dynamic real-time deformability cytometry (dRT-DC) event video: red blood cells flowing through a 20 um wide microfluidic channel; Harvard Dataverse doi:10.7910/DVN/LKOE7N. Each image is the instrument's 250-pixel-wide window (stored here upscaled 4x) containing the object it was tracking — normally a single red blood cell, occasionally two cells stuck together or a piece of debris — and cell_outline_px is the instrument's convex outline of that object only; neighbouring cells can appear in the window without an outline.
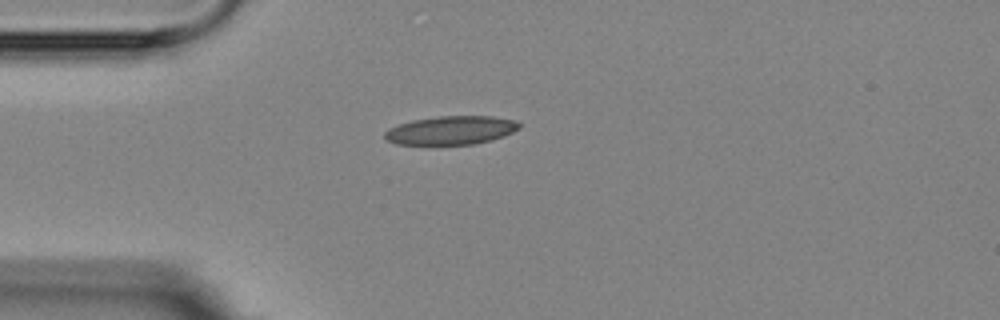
{"species": "Egyptian fruit bat (a non-hibernating species)", "species_latin": "Rousettus aegyptiacus", "temperature_condition": "room temperature", "stored_images_in_passage": 4, "camera_frame_rate_fps": 3000, "um_per_image_px": 0.085, "animal": {"sex": "female"}, "frame": {"image": 1, "passage_image": 1, "time_ms": 0.0, "image_size_px": [1000, 320], "cell_outline_px": [[520, 128], [504, 136], [492, 140], [476, 144], [396, 144], [384, 140], [384, 132], [388, 128], [412, 120], [440, 116], [492, 116], [516, 120], [520, 124]], "centroid_in_image_um": [38.33, 11.07], "position_along_channel_um": 46.7, "area_um2": 22.48}}
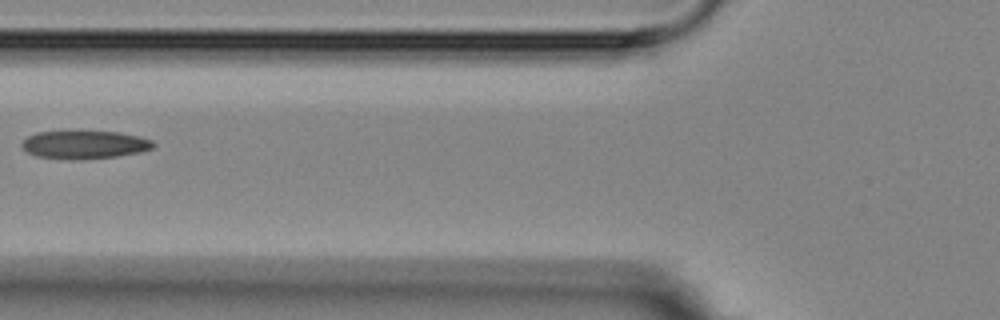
{"frame": {"image": 2, "passage_image": 3, "time_ms": 2.333, "image_size_px": [1000, 320], "cell_outline_px": [[156, 144], [152, 148], [140, 152], [116, 156], [80, 160], [36, 156], [28, 152], [20, 144], [28, 136], [36, 132], [120, 132], [140, 136], [152, 140]], "centroid_in_image_um": [7.21, 12.3], "position_along_channel_um": 118.6, "area_um2": 21.33}}
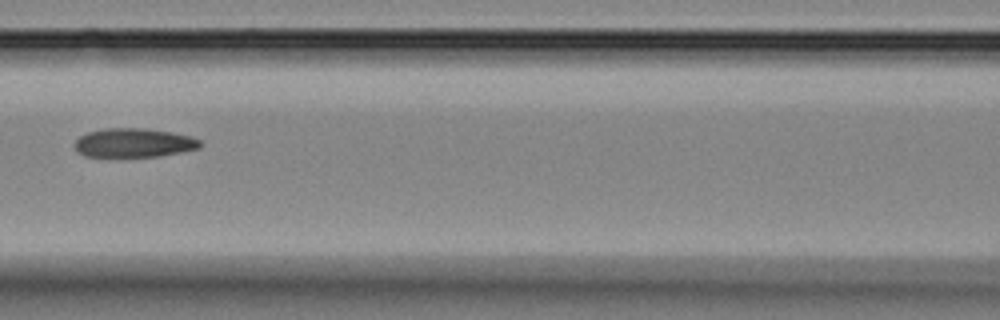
{"frame": {"image": 3, "passage_image": 4, "time_ms": 3.333, "image_size_px": [1000, 320], "cell_outline_px": [[204, 144], [200, 148], [160, 156], [84, 156], [72, 144], [80, 136], [88, 132], [104, 128], [144, 128], [172, 132], [192, 136], [200, 140]], "centroid_in_image_um": [11.41, 12.13], "position_along_channel_um": 155.2, "area_um2": 21.21}}